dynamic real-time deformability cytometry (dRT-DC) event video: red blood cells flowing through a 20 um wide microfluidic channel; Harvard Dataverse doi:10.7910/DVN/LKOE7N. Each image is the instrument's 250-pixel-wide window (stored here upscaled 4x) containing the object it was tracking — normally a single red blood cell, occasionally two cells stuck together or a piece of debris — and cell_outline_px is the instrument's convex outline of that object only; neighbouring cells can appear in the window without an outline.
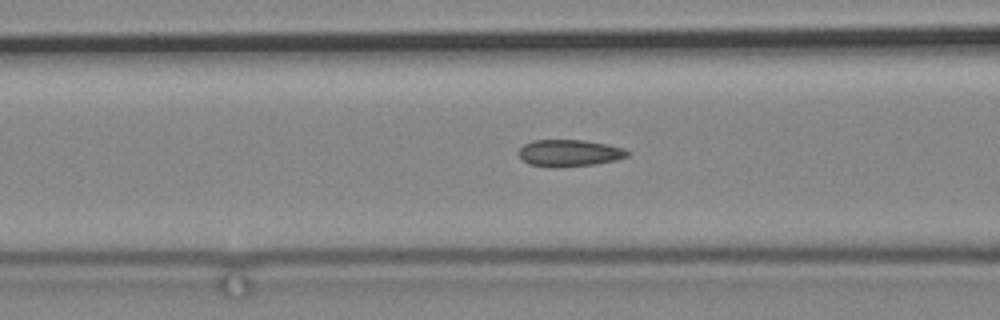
{"species": "common noctule bat (a hibernating species)", "species_latin": "Nyctalus noctula", "temperature_condition": "cold", "stored_images_in_passage": 60, "camera_frame_rate_fps": 3000, "um_per_image_px": 0.085, "animal": {"sex": "male", "body_mass_g": 19.2, "forearm_length_mm": 51.8}, "frame": {"image": 1, "passage_image": 22, "time_ms": 7.0, "image_size_px": [1000, 320], "cell_outline_px": [[632, 152], [628, 156], [616, 160], [596, 164], [556, 168], [552, 168], [528, 164], [520, 156], [520, 148], [524, 144], [532, 140], [584, 140], [608, 144], [624, 148]], "centroid_in_image_um": [48.43, 13.01], "position_along_channel_um": 118.2, "area_um2": 17.22}}
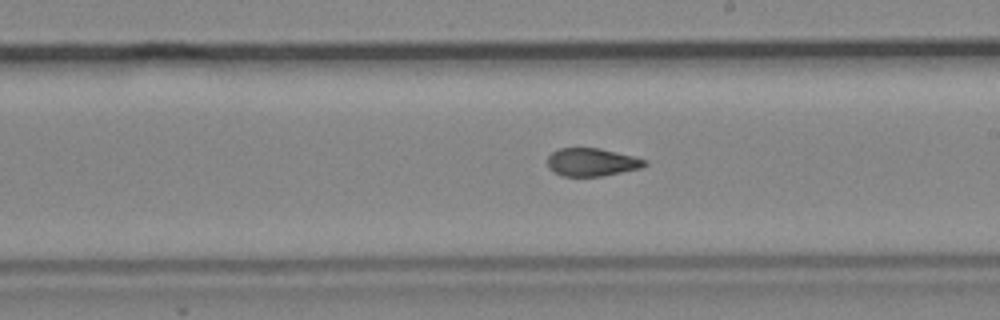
{"frame": {"image": 2, "passage_image": 33, "time_ms": 10.667, "image_size_px": [1000, 320], "cell_outline_px": [[648, 164], [640, 168], [600, 176], [560, 176], [552, 172], [548, 168], [548, 156], [552, 152], [560, 148], [600, 148], [648, 160]], "centroid_in_image_um": [50.27, 13.78], "position_along_channel_um": 238.7, "area_um2": 15.84}}
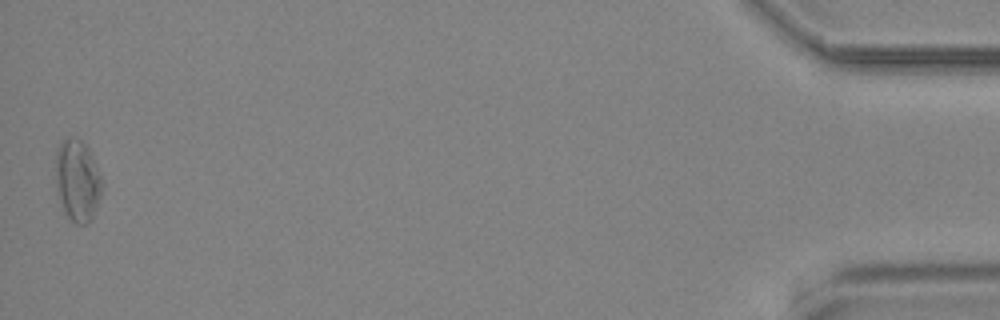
{"frame": {"image": 3, "passage_image": 59, "time_ms": 19.333, "image_size_px": [1000, 320], "cell_outline_px": [[100, 192], [92, 216], [88, 224], [76, 224], [64, 212], [56, 188], [56, 148], [60, 140], [68, 136], [76, 136], [88, 148], [100, 176]], "centroid_in_image_um": [6.52, 15.28], "position_along_channel_um": 428.7, "area_um2": 21.68}}